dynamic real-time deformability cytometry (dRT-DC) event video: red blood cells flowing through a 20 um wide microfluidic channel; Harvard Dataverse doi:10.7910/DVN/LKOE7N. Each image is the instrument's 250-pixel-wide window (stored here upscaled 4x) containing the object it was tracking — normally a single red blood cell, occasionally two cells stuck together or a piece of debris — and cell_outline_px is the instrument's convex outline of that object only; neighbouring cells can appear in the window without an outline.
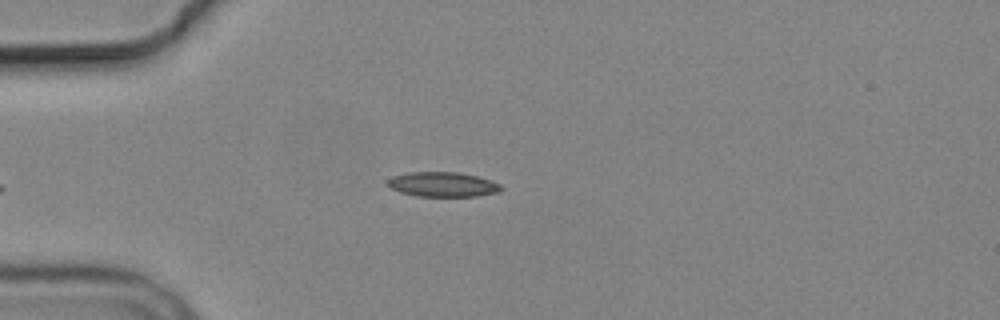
{"species": "common noctule bat (a hibernating species)", "species_latin": "Nyctalus noctula", "temperature_condition": "cold", "stored_images_in_passage": 5, "camera_frame_rate_fps": 3000, "um_per_image_px": 0.085, "animal": {"sex": "male", "body_mass_g": 19.2, "forearm_length_mm": 51.8}, "frame": {"image": 1, "passage_image": 5, "time_ms": 5.0, "image_size_px": [1000, 320], "cell_outline_px": [[504, 188], [500, 192], [476, 196], [416, 196], [400, 192], [392, 188], [388, 184], [388, 180], [392, 176], [408, 172], [460, 172], [476, 176], [500, 184]], "centroid_in_image_um": [37.64, 15.67], "position_along_channel_um": 47.4, "area_um2": 16.3}}